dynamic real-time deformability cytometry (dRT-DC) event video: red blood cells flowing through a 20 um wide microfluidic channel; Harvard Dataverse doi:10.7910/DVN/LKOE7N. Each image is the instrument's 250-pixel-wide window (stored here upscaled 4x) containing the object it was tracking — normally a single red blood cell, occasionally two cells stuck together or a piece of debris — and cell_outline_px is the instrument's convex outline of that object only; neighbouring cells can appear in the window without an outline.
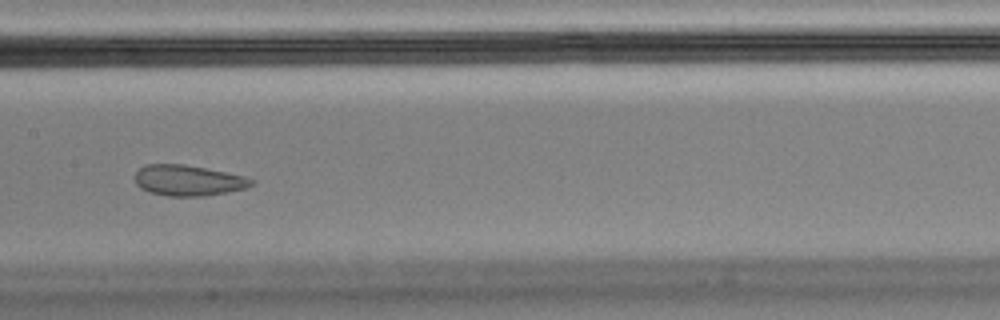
{"species": "Egyptian fruit bat (a non-hibernating species)", "species_latin": "Rousettus aegyptiacus", "temperature_condition": "cold", "stored_images_in_passage": 41, "camera_frame_rate_fps": 3000, "um_per_image_px": 0.085, "animal": {"sex": "male"}, "frame": {"image": 1, "passage_image": 12, "time_ms": 3.667, "image_size_px": [1000, 320], "cell_outline_px": [[256, 184], [244, 188], [204, 196], [168, 196], [148, 192], [140, 188], [136, 184], [136, 172], [140, 168], [148, 164], [184, 164], [244, 176], [256, 180]], "centroid_in_image_um": [15.99, 15.34], "position_along_channel_um": 191.4, "area_um2": 20.69}}